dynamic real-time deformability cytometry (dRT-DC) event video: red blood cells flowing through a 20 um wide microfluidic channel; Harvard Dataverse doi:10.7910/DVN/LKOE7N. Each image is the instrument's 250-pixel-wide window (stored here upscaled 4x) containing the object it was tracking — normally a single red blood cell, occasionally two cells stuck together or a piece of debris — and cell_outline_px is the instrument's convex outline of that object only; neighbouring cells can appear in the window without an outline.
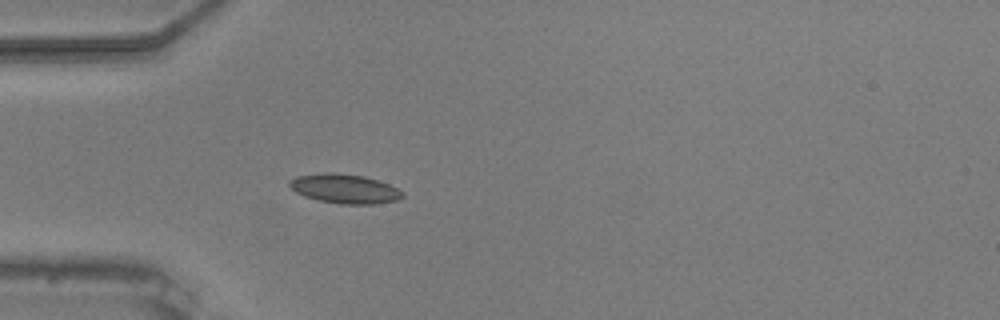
{"species": "common noctule bat (a hibernating species)", "species_latin": "Nyctalus noctula", "temperature_condition": "warm", "stored_images_in_passage": 5, "camera_frame_rate_fps": 3000, "um_per_image_px": 0.085, "animal": {"sex": "male", "body_mass_g": 20.5, "forearm_length_mm": 52.5}, "frame": {"image": 1, "passage_image": 1, "time_ms": 0.0, "image_size_px": [1000, 320], "cell_outline_px": [[404, 196], [396, 200], [376, 204], [340, 204], [320, 200], [304, 196], [296, 192], [288, 184], [296, 176], [324, 172], [336, 172], [364, 176], [388, 184], [404, 192]], "centroid_in_image_um": [29.3, 16.04], "position_along_channel_um": 55.7, "area_um2": 19.19}}